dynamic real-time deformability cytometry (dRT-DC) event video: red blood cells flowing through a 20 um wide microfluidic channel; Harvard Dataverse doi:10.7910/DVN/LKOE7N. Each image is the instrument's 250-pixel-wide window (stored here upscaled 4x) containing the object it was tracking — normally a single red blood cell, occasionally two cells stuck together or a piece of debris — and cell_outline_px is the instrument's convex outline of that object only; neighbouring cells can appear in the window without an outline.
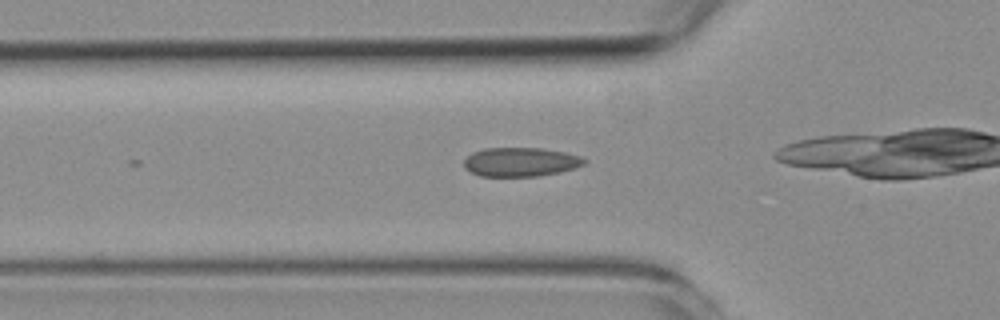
{"species": "common noctule bat (a hibernating species)", "species_latin": "Nyctalus noctula", "temperature_condition": "room temperature", "stored_images_in_passage": 9, "camera_frame_rate_fps": 3000, "um_per_image_px": 0.085, "animal": {"sex": "female", "body_mass_g": 19.3, "forearm_length_mm": 54.1}, "frame": {"image": 1, "passage_image": 4, "time_ms": 1.0, "image_size_px": [1000, 320], "cell_outline_px": [[588, 160], [584, 164], [560, 172], [540, 176], [480, 176], [464, 168], [464, 160], [472, 152], [484, 148], [540, 148], [564, 152], [580, 156]], "centroid_in_image_um": [44.23, 13.76], "position_along_channel_um": 81.6, "area_um2": 20.29}}
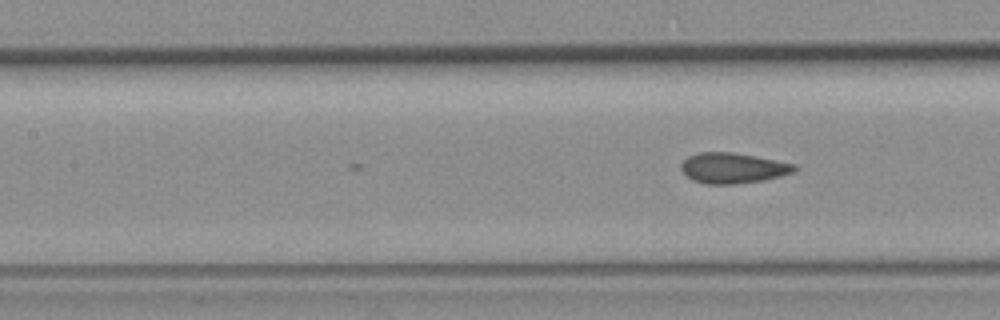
{"frame": {"image": 2, "passage_image": 9, "time_ms": 2.667, "image_size_px": [1000, 320], "cell_outline_px": [[800, 168], [796, 172], [764, 180], [736, 184], [704, 184], [692, 180], [680, 168], [680, 164], [688, 156], [700, 152], [732, 152], [796, 164]], "centroid_in_image_um": [62.32, 14.29], "position_along_channel_um": 145.1, "area_um2": 20.23}}